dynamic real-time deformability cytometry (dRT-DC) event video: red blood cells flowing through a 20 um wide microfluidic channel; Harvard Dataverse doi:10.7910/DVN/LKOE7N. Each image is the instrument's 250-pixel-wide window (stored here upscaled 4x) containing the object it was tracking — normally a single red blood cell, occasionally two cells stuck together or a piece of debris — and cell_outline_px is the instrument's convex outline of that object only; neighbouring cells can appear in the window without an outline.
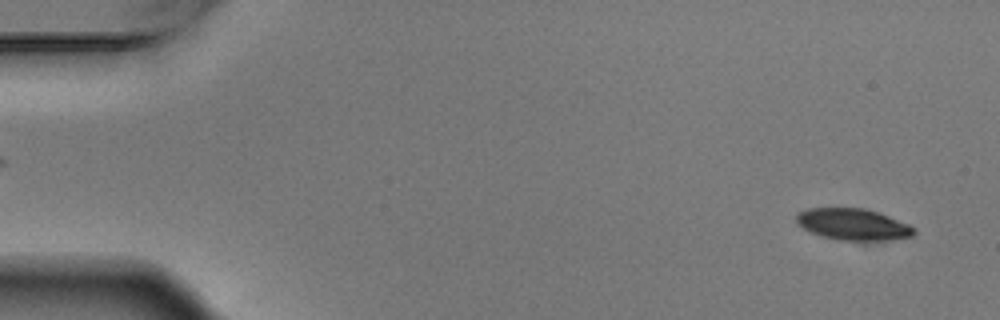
{"species": "Egyptian fruit bat (a non-hibernating species)", "species_latin": "Rousettus aegyptiacus", "temperature_condition": "warm", "stored_images_in_passage": 4, "camera_frame_rate_fps": 3000, "um_per_image_px": 0.085, "animal": {"sex": "male"}, "frame": {"image": 1, "passage_image": 1, "time_ms": 0.0, "image_size_px": [1000, 320], "cell_outline_px": [[916, 232], [912, 236], [880, 240], [840, 240], [824, 236], [812, 232], [796, 224], [796, 216], [800, 212], [808, 208], [864, 208], [880, 212], [908, 224], [916, 228]], "centroid_in_image_um": [72.52, 19.05], "position_along_channel_um": 12.5, "area_um2": 21.39}}